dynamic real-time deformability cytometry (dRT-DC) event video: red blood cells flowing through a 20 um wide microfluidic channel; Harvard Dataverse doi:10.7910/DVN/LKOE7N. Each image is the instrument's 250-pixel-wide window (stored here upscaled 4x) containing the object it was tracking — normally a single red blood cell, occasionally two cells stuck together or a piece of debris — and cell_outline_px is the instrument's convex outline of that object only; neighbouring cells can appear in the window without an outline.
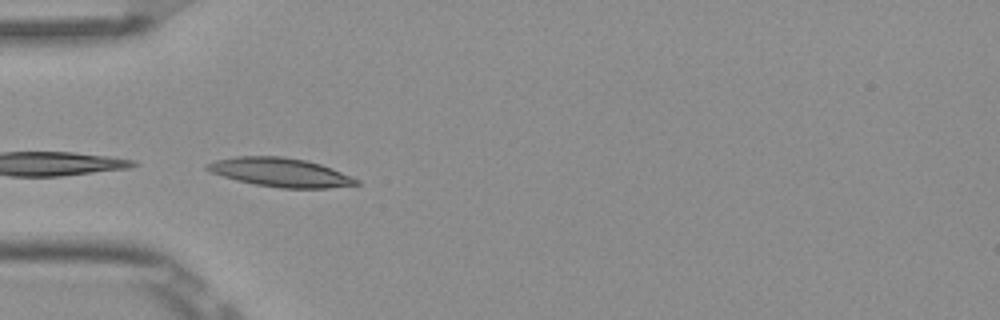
{"species": "Egyptian fruit bat (a non-hibernating species)", "species_latin": "Rousettus aegyptiacus", "temperature_condition": "room temperature", "stored_images_in_passage": 7, "camera_frame_rate_fps": 3000, "um_per_image_px": 0.085, "frame": {"image": 1, "passage_image": 4, "time_ms": 1.0, "image_size_px": [1000, 320], "cell_outline_px": [[360, 184], [328, 188], [280, 188], [256, 184], [236, 180], [212, 172], [204, 168], [204, 164], [216, 160], [236, 156], [284, 156], [308, 160], [332, 168], [360, 180]], "centroid_in_image_um": [23.84, 14.64], "position_along_channel_um": 61.2, "area_um2": 25.09}}
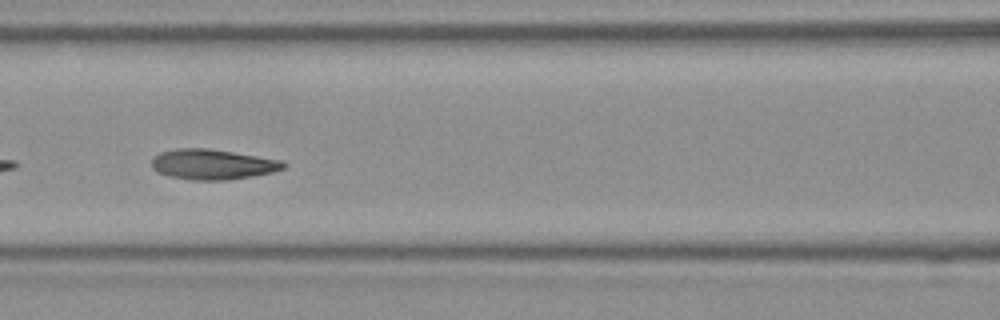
{"frame": {"image": 2, "passage_image": 6, "time_ms": 1.667, "image_size_px": [1000, 320], "cell_outline_px": [[288, 164], [284, 168], [272, 172], [252, 176], [228, 180], [192, 180], [172, 176], [156, 172], [152, 168], [152, 156], [160, 152], [176, 148], [208, 148], [284, 160]], "centroid_in_image_um": [18.08, 13.96], "position_along_channel_um": 148.5, "area_um2": 23.41}}
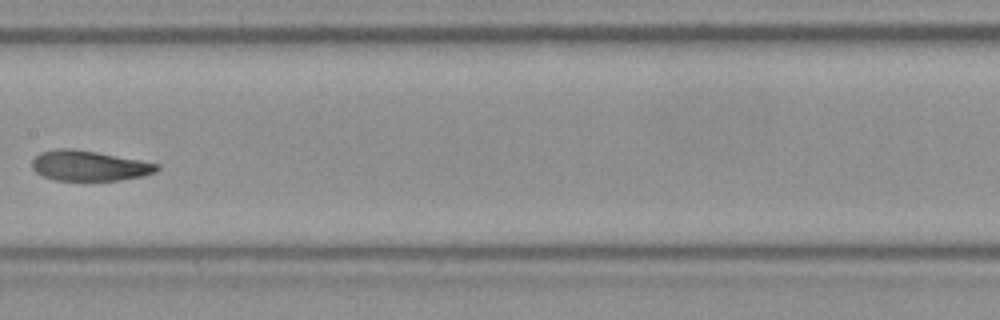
{"frame": {"image": 3, "passage_image": 7, "time_ms": 2.0, "image_size_px": [1000, 320], "cell_outline_px": [[160, 168], [156, 172], [140, 176], [120, 180], [52, 180], [36, 172], [32, 168], [32, 160], [40, 152], [56, 148], [72, 148], [96, 152], [140, 160], [160, 164]], "centroid_in_image_um": [7.56, 14.08], "position_along_channel_um": 199.8, "area_um2": 21.96}}